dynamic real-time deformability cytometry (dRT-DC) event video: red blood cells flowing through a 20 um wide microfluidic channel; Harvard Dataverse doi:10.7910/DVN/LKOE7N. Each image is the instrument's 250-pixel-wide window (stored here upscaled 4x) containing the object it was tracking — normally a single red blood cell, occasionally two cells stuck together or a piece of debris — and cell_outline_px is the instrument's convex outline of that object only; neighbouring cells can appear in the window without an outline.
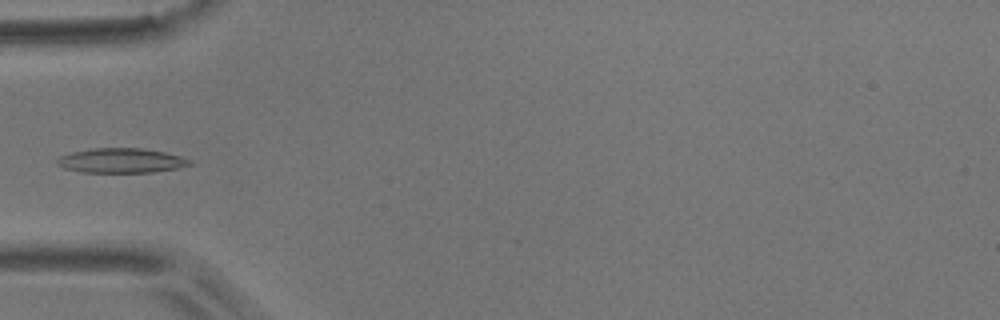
{"species": "common noctule bat (a hibernating species)", "species_latin": "Nyctalus noctula", "temperature_condition": "room temperature", "stored_images_in_passage": 6, "camera_frame_rate_fps": 3000, "um_per_image_px": 0.085, "animal": {"sex": "male", "body_mass_g": 17.9}, "frame": {"image": 1, "passage_image": 6, "time_ms": 5.667, "image_size_px": [1000, 320], "cell_outline_px": [[192, 164], [176, 168], [152, 172], [80, 172], [64, 168], [56, 164], [56, 160], [60, 156], [72, 152], [92, 148], [140, 148], [164, 152], [180, 156], [192, 160]], "centroid_in_image_um": [10.28, 13.65], "position_along_channel_um": 74.7, "area_um2": 18.96}}